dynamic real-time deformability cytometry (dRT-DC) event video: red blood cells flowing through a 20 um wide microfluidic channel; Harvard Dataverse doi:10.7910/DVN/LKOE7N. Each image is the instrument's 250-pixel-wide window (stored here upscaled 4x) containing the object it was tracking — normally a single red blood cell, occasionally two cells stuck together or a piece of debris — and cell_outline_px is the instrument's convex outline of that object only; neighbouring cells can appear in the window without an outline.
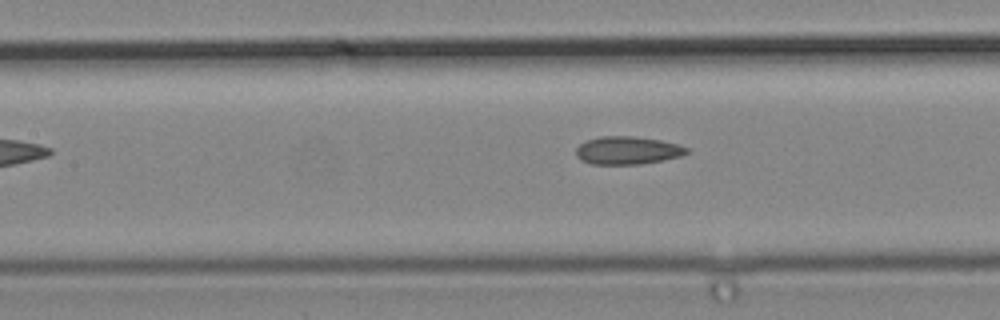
{"species": "common noctule bat (a hibernating species)", "species_latin": "Nyctalus noctula", "temperature_condition": "cold", "stored_images_in_passage": 7, "camera_frame_rate_fps": 3000, "um_per_image_px": 0.085, "animal": {"sex": "male", "body_mass_g": 19.2, "forearm_length_mm": 51.8}, "frame": {"image": 1, "passage_image": 6, "time_ms": 1.667, "image_size_px": [1000, 320], "cell_outline_px": [[688, 152], [680, 156], [640, 164], [592, 164], [580, 160], [576, 156], [576, 148], [580, 144], [588, 140], [600, 136], [632, 136], [660, 140], [680, 144], [688, 148]], "centroid_in_image_um": [53.32, 12.78], "position_along_channel_um": 154.1, "area_um2": 17.92}}
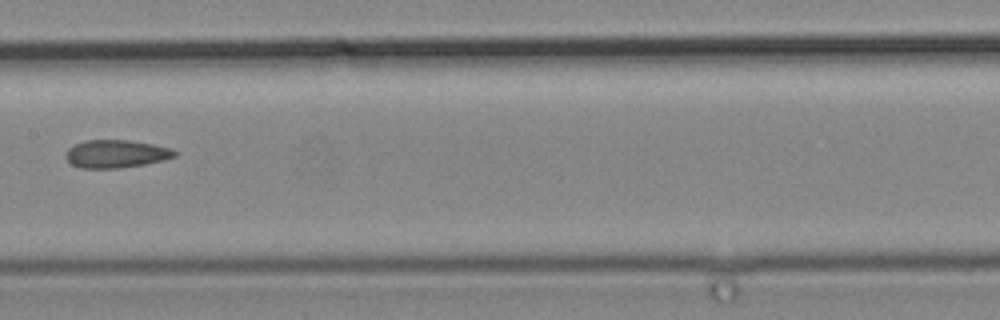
{"frame": {"image": 2, "passage_image": 7, "time_ms": 2.0, "image_size_px": [1000, 320], "cell_outline_px": [[180, 152], [176, 156], [164, 160], [144, 164], [120, 168], [80, 168], [72, 164], [64, 156], [68, 148], [84, 140], [128, 140], [152, 144], [168, 148]], "centroid_in_image_um": [9.86, 13.08], "position_along_channel_um": 197.5, "area_um2": 17.69}}